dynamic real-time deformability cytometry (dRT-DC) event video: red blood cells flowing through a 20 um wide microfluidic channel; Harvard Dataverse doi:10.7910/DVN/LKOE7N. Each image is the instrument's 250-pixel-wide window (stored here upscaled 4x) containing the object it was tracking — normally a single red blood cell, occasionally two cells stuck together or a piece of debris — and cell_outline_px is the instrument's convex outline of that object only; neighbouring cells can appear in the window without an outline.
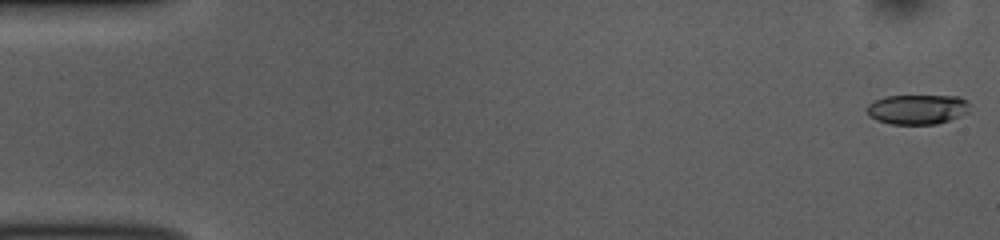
{"species": "common noctule bat (a hibernating species)", "species_latin": "Nyctalus noctula", "temperature_condition": "room temperature", "stored_images_in_passage": 52, "camera_frame_rate_fps": 3000, "um_per_image_px": 0.085, "animal": {"sex": "female", "body_mass_g": 10.0, "forearm_length_mm": 53.1}, "frame": {"image": 1, "passage_image": 1, "time_ms": 0.0, "image_size_px": [1000, 240], "cell_outline_px": [[968, 112], [960, 116], [936, 124], [892, 124], [876, 120], [868, 116], [868, 104], [884, 96], [960, 96], [968, 100]], "centroid_in_image_um": [77.98, 9.29], "position_along_channel_um": 7.0, "area_um2": 17.8}}
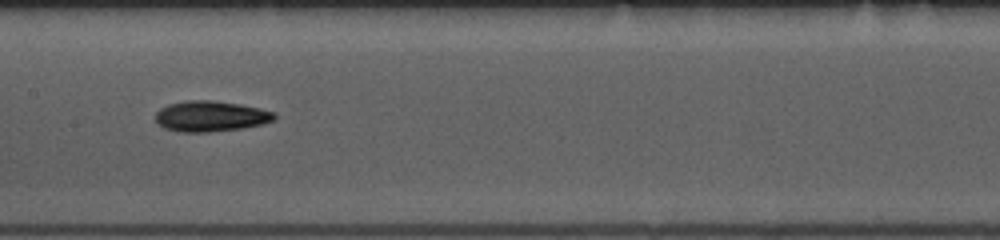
{"frame": {"image": 2, "passage_image": 26, "time_ms": 8.333, "image_size_px": [1000, 240], "cell_outline_px": [[276, 116], [272, 120], [260, 124], [244, 128], [208, 132], [180, 132], [164, 128], [156, 120], [156, 112], [160, 108], [168, 104], [184, 100], [212, 100], [240, 104], [260, 108], [276, 112]], "centroid_in_image_um": [17.89, 9.87], "position_along_channel_um": 189.5, "area_um2": 21.27}}
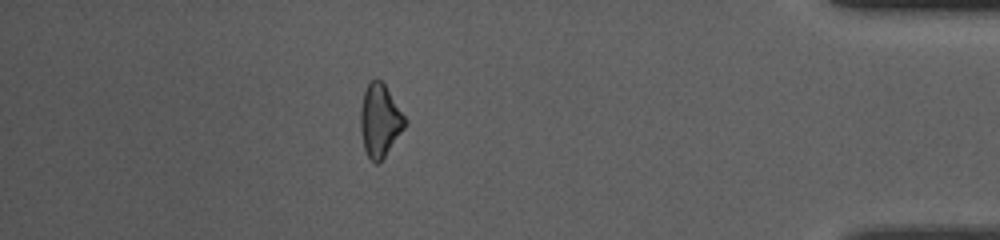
{"frame": {"image": 3, "passage_image": 46, "time_ms": 15.0, "image_size_px": [1000, 240], "cell_outline_px": [[404, 128], [384, 156], [376, 164], [368, 156], [364, 148], [360, 132], [360, 108], [364, 92], [368, 80], [376, 76], [384, 84], [404, 116]], "centroid_in_image_um": [32.23, 10.19], "position_along_channel_um": 403.0, "area_um2": 18.5}, "authors_computed_cell_mechanics": {"area_um2": 19.2474, "velocity_mm_per_s": 3.8519, "shape_relaxation_time_tau1_ms": 4.1856, "shape_relaxation_time_tau2_ms": null, "deformation_change_tau1": 0.0972, "deformation_change_tau2": null}}